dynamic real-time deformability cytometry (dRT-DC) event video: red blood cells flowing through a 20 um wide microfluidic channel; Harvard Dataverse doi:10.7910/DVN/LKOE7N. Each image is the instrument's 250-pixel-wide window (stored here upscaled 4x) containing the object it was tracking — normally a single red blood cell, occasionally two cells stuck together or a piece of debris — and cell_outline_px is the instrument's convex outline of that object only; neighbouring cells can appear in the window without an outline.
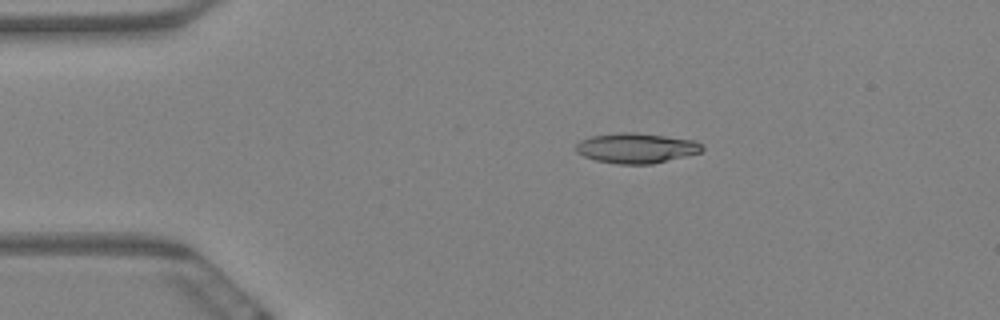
{"species": "Egyptian fruit bat (a non-hibernating species)", "species_latin": "Rousettus aegyptiacus", "temperature_condition": "warm", "stored_images_in_passage": 5, "camera_frame_rate_fps": 3000, "um_per_image_px": 0.085, "animal": {"sex": "female"}, "frame": {"image": 1, "passage_image": 3, "time_ms": 0.667, "image_size_px": [1000, 320], "cell_outline_px": [[704, 148], [700, 152], [652, 164], [616, 164], [596, 160], [584, 156], [576, 152], [576, 144], [580, 140], [592, 136], [620, 132], [636, 132], [696, 140], [704, 144]], "centroid_in_image_um": [54.09, 12.58], "position_along_channel_um": 30.9, "area_um2": 22.2}}